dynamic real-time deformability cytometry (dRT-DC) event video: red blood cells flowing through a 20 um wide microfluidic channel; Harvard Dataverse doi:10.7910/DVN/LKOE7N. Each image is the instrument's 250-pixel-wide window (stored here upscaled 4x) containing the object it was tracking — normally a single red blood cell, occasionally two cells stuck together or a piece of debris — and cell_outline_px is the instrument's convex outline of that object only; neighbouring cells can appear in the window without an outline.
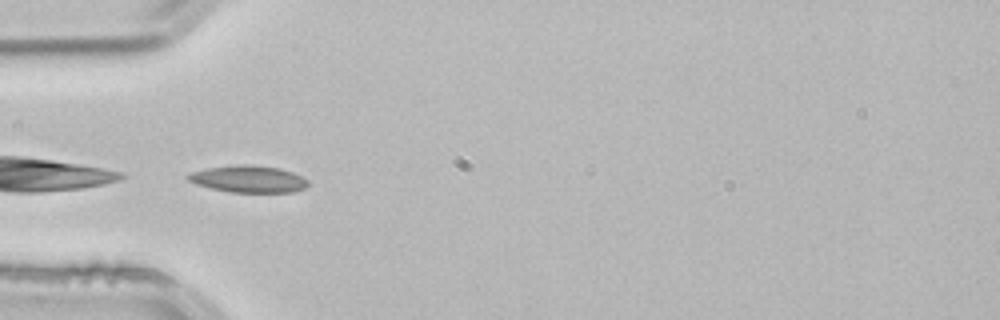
{"species": "common noctule bat (a hibernating species)", "species_latin": "Nyctalus noctula", "temperature_condition": "room temperature", "stored_images_in_passage": 36, "camera_frame_rate_fps": 3000, "um_per_image_px": 0.085, "animal": {"sex": "male", "body_mass_g": 21.5, "forearm_length_mm": 52.0}, "frame": {"image": 1, "passage_image": 1, "time_ms": 0.0, "image_size_px": [1000, 320], "cell_outline_px": [[308, 184], [304, 188], [292, 192], [232, 192], [212, 188], [196, 184], [188, 180], [184, 176], [192, 172], [208, 168], [236, 164], [252, 164], [280, 168], [292, 172], [308, 180]], "centroid_in_image_um": [21.11, 15.2], "position_along_channel_um": 63.9, "area_um2": 18.79}}